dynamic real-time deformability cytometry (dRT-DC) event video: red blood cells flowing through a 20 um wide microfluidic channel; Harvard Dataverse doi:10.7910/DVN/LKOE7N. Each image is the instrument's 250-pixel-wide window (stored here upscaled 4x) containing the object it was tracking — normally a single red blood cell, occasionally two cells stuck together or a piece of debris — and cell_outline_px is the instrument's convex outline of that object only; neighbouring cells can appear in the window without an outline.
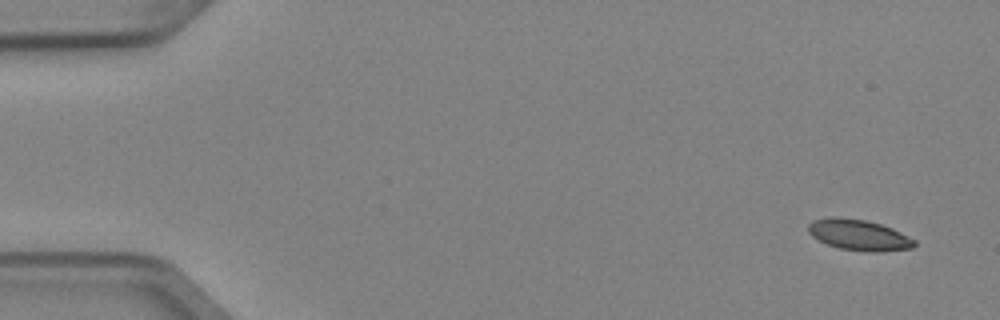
{"species": "Egyptian fruit bat (a non-hibernating species)", "species_latin": "Rousettus aegyptiacus", "temperature_condition": "cold", "stored_images_in_passage": 3, "camera_frame_rate_fps": 3000, "um_per_image_px": 0.085, "animal": {"sex": "female"}, "frame": {"image": 1, "passage_image": 1, "time_ms": 0.0, "image_size_px": [1000, 320], "cell_outline_px": [[916, 244], [912, 248], [880, 252], [868, 252], [840, 248], [828, 244], [812, 236], [808, 232], [808, 224], [812, 220], [832, 216], [836, 216], [864, 220], [880, 224], [892, 228], [916, 240]], "centroid_in_image_um": [73.0, 19.97], "position_along_channel_um": 12.0, "area_um2": 19.07}}